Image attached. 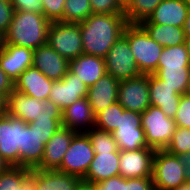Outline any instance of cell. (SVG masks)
I'll use <instances>...</instances> for the list:
<instances>
[{
	"mask_svg": "<svg viewBox=\"0 0 190 190\" xmlns=\"http://www.w3.org/2000/svg\"><path fill=\"white\" fill-rule=\"evenodd\" d=\"M83 54L105 58L128 25L124 14H91L79 23Z\"/></svg>",
	"mask_w": 190,
	"mask_h": 190,
	"instance_id": "6da1fadb",
	"label": "cell"
},
{
	"mask_svg": "<svg viewBox=\"0 0 190 190\" xmlns=\"http://www.w3.org/2000/svg\"><path fill=\"white\" fill-rule=\"evenodd\" d=\"M50 24L44 14L14 10L11 24L5 33L6 44L35 50L46 44Z\"/></svg>",
	"mask_w": 190,
	"mask_h": 190,
	"instance_id": "7a4b0ae2",
	"label": "cell"
},
{
	"mask_svg": "<svg viewBox=\"0 0 190 190\" xmlns=\"http://www.w3.org/2000/svg\"><path fill=\"white\" fill-rule=\"evenodd\" d=\"M123 34L128 39L129 47L141 74H154L163 47L154 41L139 24H128Z\"/></svg>",
	"mask_w": 190,
	"mask_h": 190,
	"instance_id": "3957f363",
	"label": "cell"
},
{
	"mask_svg": "<svg viewBox=\"0 0 190 190\" xmlns=\"http://www.w3.org/2000/svg\"><path fill=\"white\" fill-rule=\"evenodd\" d=\"M141 127L144 130L148 147L164 150L176 130V122L159 108L149 106L141 113Z\"/></svg>",
	"mask_w": 190,
	"mask_h": 190,
	"instance_id": "277c9868",
	"label": "cell"
},
{
	"mask_svg": "<svg viewBox=\"0 0 190 190\" xmlns=\"http://www.w3.org/2000/svg\"><path fill=\"white\" fill-rule=\"evenodd\" d=\"M46 43L65 59L72 60L83 54L79 23L51 22Z\"/></svg>",
	"mask_w": 190,
	"mask_h": 190,
	"instance_id": "5b68a950",
	"label": "cell"
},
{
	"mask_svg": "<svg viewBox=\"0 0 190 190\" xmlns=\"http://www.w3.org/2000/svg\"><path fill=\"white\" fill-rule=\"evenodd\" d=\"M185 169L178 156L155 150L152 180L156 190H175L186 182Z\"/></svg>",
	"mask_w": 190,
	"mask_h": 190,
	"instance_id": "8992f818",
	"label": "cell"
},
{
	"mask_svg": "<svg viewBox=\"0 0 190 190\" xmlns=\"http://www.w3.org/2000/svg\"><path fill=\"white\" fill-rule=\"evenodd\" d=\"M104 59L106 73L119 82L142 75L124 34L112 45Z\"/></svg>",
	"mask_w": 190,
	"mask_h": 190,
	"instance_id": "52a82bcc",
	"label": "cell"
},
{
	"mask_svg": "<svg viewBox=\"0 0 190 190\" xmlns=\"http://www.w3.org/2000/svg\"><path fill=\"white\" fill-rule=\"evenodd\" d=\"M26 123L7 112L0 116V155L10 166L21 167L23 126Z\"/></svg>",
	"mask_w": 190,
	"mask_h": 190,
	"instance_id": "ba28073f",
	"label": "cell"
},
{
	"mask_svg": "<svg viewBox=\"0 0 190 190\" xmlns=\"http://www.w3.org/2000/svg\"><path fill=\"white\" fill-rule=\"evenodd\" d=\"M94 149L86 133H77L64 155L57 171L76 176L83 180L94 158Z\"/></svg>",
	"mask_w": 190,
	"mask_h": 190,
	"instance_id": "9c48e42d",
	"label": "cell"
},
{
	"mask_svg": "<svg viewBox=\"0 0 190 190\" xmlns=\"http://www.w3.org/2000/svg\"><path fill=\"white\" fill-rule=\"evenodd\" d=\"M118 102L125 110L144 112L150 106L149 75L120 81Z\"/></svg>",
	"mask_w": 190,
	"mask_h": 190,
	"instance_id": "30bf717a",
	"label": "cell"
},
{
	"mask_svg": "<svg viewBox=\"0 0 190 190\" xmlns=\"http://www.w3.org/2000/svg\"><path fill=\"white\" fill-rule=\"evenodd\" d=\"M154 148L120 150L119 175L125 179L152 177Z\"/></svg>",
	"mask_w": 190,
	"mask_h": 190,
	"instance_id": "8fae6325",
	"label": "cell"
},
{
	"mask_svg": "<svg viewBox=\"0 0 190 190\" xmlns=\"http://www.w3.org/2000/svg\"><path fill=\"white\" fill-rule=\"evenodd\" d=\"M88 88L77 75L68 70L61 80L53 81L48 100L63 111L74 101L87 97Z\"/></svg>",
	"mask_w": 190,
	"mask_h": 190,
	"instance_id": "7c38bea8",
	"label": "cell"
},
{
	"mask_svg": "<svg viewBox=\"0 0 190 190\" xmlns=\"http://www.w3.org/2000/svg\"><path fill=\"white\" fill-rule=\"evenodd\" d=\"M76 134L73 130L60 127L45 144L41 163L36 169L57 170Z\"/></svg>",
	"mask_w": 190,
	"mask_h": 190,
	"instance_id": "4fadbf2b",
	"label": "cell"
},
{
	"mask_svg": "<svg viewBox=\"0 0 190 190\" xmlns=\"http://www.w3.org/2000/svg\"><path fill=\"white\" fill-rule=\"evenodd\" d=\"M32 66L48 79L58 81L68 72L69 61L46 43L34 50Z\"/></svg>",
	"mask_w": 190,
	"mask_h": 190,
	"instance_id": "5bb4252c",
	"label": "cell"
},
{
	"mask_svg": "<svg viewBox=\"0 0 190 190\" xmlns=\"http://www.w3.org/2000/svg\"><path fill=\"white\" fill-rule=\"evenodd\" d=\"M33 52L27 47L5 44L0 53V67L13 84L24 70L32 66Z\"/></svg>",
	"mask_w": 190,
	"mask_h": 190,
	"instance_id": "9a60e30c",
	"label": "cell"
},
{
	"mask_svg": "<svg viewBox=\"0 0 190 190\" xmlns=\"http://www.w3.org/2000/svg\"><path fill=\"white\" fill-rule=\"evenodd\" d=\"M95 125V114L87 97L74 101L62 111V126L76 133H87Z\"/></svg>",
	"mask_w": 190,
	"mask_h": 190,
	"instance_id": "2e32d148",
	"label": "cell"
},
{
	"mask_svg": "<svg viewBox=\"0 0 190 190\" xmlns=\"http://www.w3.org/2000/svg\"><path fill=\"white\" fill-rule=\"evenodd\" d=\"M149 96L151 106L159 107L167 117L174 119L182 95L178 94L174 88L163 84V80L155 74H150Z\"/></svg>",
	"mask_w": 190,
	"mask_h": 190,
	"instance_id": "e0dca14e",
	"label": "cell"
},
{
	"mask_svg": "<svg viewBox=\"0 0 190 190\" xmlns=\"http://www.w3.org/2000/svg\"><path fill=\"white\" fill-rule=\"evenodd\" d=\"M53 81L37 68L31 66L24 70L14 83V89L39 100H48Z\"/></svg>",
	"mask_w": 190,
	"mask_h": 190,
	"instance_id": "ac0fdd59",
	"label": "cell"
},
{
	"mask_svg": "<svg viewBox=\"0 0 190 190\" xmlns=\"http://www.w3.org/2000/svg\"><path fill=\"white\" fill-rule=\"evenodd\" d=\"M118 88L119 81L107 73L88 88L87 99L95 115L118 101Z\"/></svg>",
	"mask_w": 190,
	"mask_h": 190,
	"instance_id": "d6986e66",
	"label": "cell"
},
{
	"mask_svg": "<svg viewBox=\"0 0 190 190\" xmlns=\"http://www.w3.org/2000/svg\"><path fill=\"white\" fill-rule=\"evenodd\" d=\"M34 190H75L80 178L57 170L32 169L29 175Z\"/></svg>",
	"mask_w": 190,
	"mask_h": 190,
	"instance_id": "ffe728a7",
	"label": "cell"
},
{
	"mask_svg": "<svg viewBox=\"0 0 190 190\" xmlns=\"http://www.w3.org/2000/svg\"><path fill=\"white\" fill-rule=\"evenodd\" d=\"M189 7L185 0H163L154 12L140 23H155L184 27Z\"/></svg>",
	"mask_w": 190,
	"mask_h": 190,
	"instance_id": "44dd1931",
	"label": "cell"
},
{
	"mask_svg": "<svg viewBox=\"0 0 190 190\" xmlns=\"http://www.w3.org/2000/svg\"><path fill=\"white\" fill-rule=\"evenodd\" d=\"M68 70L91 87L106 74L105 59L81 54L76 59L69 60Z\"/></svg>",
	"mask_w": 190,
	"mask_h": 190,
	"instance_id": "7402d4cb",
	"label": "cell"
},
{
	"mask_svg": "<svg viewBox=\"0 0 190 190\" xmlns=\"http://www.w3.org/2000/svg\"><path fill=\"white\" fill-rule=\"evenodd\" d=\"M120 152H95L83 181L97 183L119 175Z\"/></svg>",
	"mask_w": 190,
	"mask_h": 190,
	"instance_id": "603a6c76",
	"label": "cell"
},
{
	"mask_svg": "<svg viewBox=\"0 0 190 190\" xmlns=\"http://www.w3.org/2000/svg\"><path fill=\"white\" fill-rule=\"evenodd\" d=\"M45 144L35 129L28 124L23 126V139L21 147V167L36 169L42 160Z\"/></svg>",
	"mask_w": 190,
	"mask_h": 190,
	"instance_id": "cb8c5ba5",
	"label": "cell"
},
{
	"mask_svg": "<svg viewBox=\"0 0 190 190\" xmlns=\"http://www.w3.org/2000/svg\"><path fill=\"white\" fill-rule=\"evenodd\" d=\"M6 112L28 124L39 117L40 100L13 89L7 98Z\"/></svg>",
	"mask_w": 190,
	"mask_h": 190,
	"instance_id": "d4e9b609",
	"label": "cell"
},
{
	"mask_svg": "<svg viewBox=\"0 0 190 190\" xmlns=\"http://www.w3.org/2000/svg\"><path fill=\"white\" fill-rule=\"evenodd\" d=\"M139 25L162 47L177 46L185 43L184 27L155 23H139Z\"/></svg>",
	"mask_w": 190,
	"mask_h": 190,
	"instance_id": "484cf974",
	"label": "cell"
},
{
	"mask_svg": "<svg viewBox=\"0 0 190 190\" xmlns=\"http://www.w3.org/2000/svg\"><path fill=\"white\" fill-rule=\"evenodd\" d=\"M31 169L20 166H10L0 173V190H34L29 178Z\"/></svg>",
	"mask_w": 190,
	"mask_h": 190,
	"instance_id": "4316f807",
	"label": "cell"
},
{
	"mask_svg": "<svg viewBox=\"0 0 190 190\" xmlns=\"http://www.w3.org/2000/svg\"><path fill=\"white\" fill-rule=\"evenodd\" d=\"M163 84L168 85L180 94L186 93L190 80V68H157L154 73Z\"/></svg>",
	"mask_w": 190,
	"mask_h": 190,
	"instance_id": "83f0119b",
	"label": "cell"
},
{
	"mask_svg": "<svg viewBox=\"0 0 190 190\" xmlns=\"http://www.w3.org/2000/svg\"><path fill=\"white\" fill-rule=\"evenodd\" d=\"M163 0H128L124 4V15L128 24H139L147 19Z\"/></svg>",
	"mask_w": 190,
	"mask_h": 190,
	"instance_id": "f1b7e54d",
	"label": "cell"
},
{
	"mask_svg": "<svg viewBox=\"0 0 190 190\" xmlns=\"http://www.w3.org/2000/svg\"><path fill=\"white\" fill-rule=\"evenodd\" d=\"M157 68H190V58L185 43L163 47Z\"/></svg>",
	"mask_w": 190,
	"mask_h": 190,
	"instance_id": "f546056e",
	"label": "cell"
},
{
	"mask_svg": "<svg viewBox=\"0 0 190 190\" xmlns=\"http://www.w3.org/2000/svg\"><path fill=\"white\" fill-rule=\"evenodd\" d=\"M112 134L119 147V150H138L141 148H151L147 145L145 133L142 127L136 130H115Z\"/></svg>",
	"mask_w": 190,
	"mask_h": 190,
	"instance_id": "4dcf8cb0",
	"label": "cell"
},
{
	"mask_svg": "<svg viewBox=\"0 0 190 190\" xmlns=\"http://www.w3.org/2000/svg\"><path fill=\"white\" fill-rule=\"evenodd\" d=\"M124 110L118 101L109 105L105 110L95 115L94 127L113 133L119 126L120 114H123Z\"/></svg>",
	"mask_w": 190,
	"mask_h": 190,
	"instance_id": "1f68e13d",
	"label": "cell"
},
{
	"mask_svg": "<svg viewBox=\"0 0 190 190\" xmlns=\"http://www.w3.org/2000/svg\"><path fill=\"white\" fill-rule=\"evenodd\" d=\"M93 14L89 0H66L62 22L80 23Z\"/></svg>",
	"mask_w": 190,
	"mask_h": 190,
	"instance_id": "d6a6232c",
	"label": "cell"
},
{
	"mask_svg": "<svg viewBox=\"0 0 190 190\" xmlns=\"http://www.w3.org/2000/svg\"><path fill=\"white\" fill-rule=\"evenodd\" d=\"M86 134L94 152H120L112 133L93 127Z\"/></svg>",
	"mask_w": 190,
	"mask_h": 190,
	"instance_id": "836d02e7",
	"label": "cell"
},
{
	"mask_svg": "<svg viewBox=\"0 0 190 190\" xmlns=\"http://www.w3.org/2000/svg\"><path fill=\"white\" fill-rule=\"evenodd\" d=\"M164 150L175 156L190 152V129L177 126L170 143Z\"/></svg>",
	"mask_w": 190,
	"mask_h": 190,
	"instance_id": "e575fe53",
	"label": "cell"
},
{
	"mask_svg": "<svg viewBox=\"0 0 190 190\" xmlns=\"http://www.w3.org/2000/svg\"><path fill=\"white\" fill-rule=\"evenodd\" d=\"M28 126L31 129H35L39 134L40 138L43 139V143L46 144L49 139L54 135V133L62 127V119H49V120H39L36 119L30 123Z\"/></svg>",
	"mask_w": 190,
	"mask_h": 190,
	"instance_id": "d590c367",
	"label": "cell"
},
{
	"mask_svg": "<svg viewBox=\"0 0 190 190\" xmlns=\"http://www.w3.org/2000/svg\"><path fill=\"white\" fill-rule=\"evenodd\" d=\"M94 14H124L122 0H89Z\"/></svg>",
	"mask_w": 190,
	"mask_h": 190,
	"instance_id": "8d00e7d4",
	"label": "cell"
},
{
	"mask_svg": "<svg viewBox=\"0 0 190 190\" xmlns=\"http://www.w3.org/2000/svg\"><path fill=\"white\" fill-rule=\"evenodd\" d=\"M66 0H42L43 14L50 22L63 19V10Z\"/></svg>",
	"mask_w": 190,
	"mask_h": 190,
	"instance_id": "74e56055",
	"label": "cell"
},
{
	"mask_svg": "<svg viewBox=\"0 0 190 190\" xmlns=\"http://www.w3.org/2000/svg\"><path fill=\"white\" fill-rule=\"evenodd\" d=\"M174 120L176 126L190 129V96L186 94L181 96Z\"/></svg>",
	"mask_w": 190,
	"mask_h": 190,
	"instance_id": "f35d334b",
	"label": "cell"
},
{
	"mask_svg": "<svg viewBox=\"0 0 190 190\" xmlns=\"http://www.w3.org/2000/svg\"><path fill=\"white\" fill-rule=\"evenodd\" d=\"M141 127V113L124 110L123 114H120L119 126L116 130L127 131L136 130Z\"/></svg>",
	"mask_w": 190,
	"mask_h": 190,
	"instance_id": "ab89813d",
	"label": "cell"
},
{
	"mask_svg": "<svg viewBox=\"0 0 190 190\" xmlns=\"http://www.w3.org/2000/svg\"><path fill=\"white\" fill-rule=\"evenodd\" d=\"M122 190H156L152 177L130 178L122 177Z\"/></svg>",
	"mask_w": 190,
	"mask_h": 190,
	"instance_id": "60d3db41",
	"label": "cell"
},
{
	"mask_svg": "<svg viewBox=\"0 0 190 190\" xmlns=\"http://www.w3.org/2000/svg\"><path fill=\"white\" fill-rule=\"evenodd\" d=\"M39 120L62 119V111L50 100H40Z\"/></svg>",
	"mask_w": 190,
	"mask_h": 190,
	"instance_id": "b9f144b4",
	"label": "cell"
},
{
	"mask_svg": "<svg viewBox=\"0 0 190 190\" xmlns=\"http://www.w3.org/2000/svg\"><path fill=\"white\" fill-rule=\"evenodd\" d=\"M14 13L13 5L9 0H0V31L6 33Z\"/></svg>",
	"mask_w": 190,
	"mask_h": 190,
	"instance_id": "7bdbcfd3",
	"label": "cell"
},
{
	"mask_svg": "<svg viewBox=\"0 0 190 190\" xmlns=\"http://www.w3.org/2000/svg\"><path fill=\"white\" fill-rule=\"evenodd\" d=\"M16 11H30L43 14L42 0H9Z\"/></svg>",
	"mask_w": 190,
	"mask_h": 190,
	"instance_id": "ee69618b",
	"label": "cell"
},
{
	"mask_svg": "<svg viewBox=\"0 0 190 190\" xmlns=\"http://www.w3.org/2000/svg\"><path fill=\"white\" fill-rule=\"evenodd\" d=\"M94 185L96 190H122V177L120 175L114 176Z\"/></svg>",
	"mask_w": 190,
	"mask_h": 190,
	"instance_id": "f6af8a7d",
	"label": "cell"
},
{
	"mask_svg": "<svg viewBox=\"0 0 190 190\" xmlns=\"http://www.w3.org/2000/svg\"><path fill=\"white\" fill-rule=\"evenodd\" d=\"M13 89V82L7 77L5 72L0 67V93L8 98L9 94L13 91Z\"/></svg>",
	"mask_w": 190,
	"mask_h": 190,
	"instance_id": "bcb514c9",
	"label": "cell"
},
{
	"mask_svg": "<svg viewBox=\"0 0 190 190\" xmlns=\"http://www.w3.org/2000/svg\"><path fill=\"white\" fill-rule=\"evenodd\" d=\"M178 157L184 165L185 180L187 182H190V152L180 154V155H178Z\"/></svg>",
	"mask_w": 190,
	"mask_h": 190,
	"instance_id": "7dc6e473",
	"label": "cell"
},
{
	"mask_svg": "<svg viewBox=\"0 0 190 190\" xmlns=\"http://www.w3.org/2000/svg\"><path fill=\"white\" fill-rule=\"evenodd\" d=\"M75 190H96V188L93 183H88L81 180L76 186Z\"/></svg>",
	"mask_w": 190,
	"mask_h": 190,
	"instance_id": "c3c4849f",
	"label": "cell"
},
{
	"mask_svg": "<svg viewBox=\"0 0 190 190\" xmlns=\"http://www.w3.org/2000/svg\"><path fill=\"white\" fill-rule=\"evenodd\" d=\"M7 111V98L0 93V116Z\"/></svg>",
	"mask_w": 190,
	"mask_h": 190,
	"instance_id": "681fc988",
	"label": "cell"
},
{
	"mask_svg": "<svg viewBox=\"0 0 190 190\" xmlns=\"http://www.w3.org/2000/svg\"><path fill=\"white\" fill-rule=\"evenodd\" d=\"M184 31L186 36H190V8L184 25Z\"/></svg>",
	"mask_w": 190,
	"mask_h": 190,
	"instance_id": "f907efd6",
	"label": "cell"
},
{
	"mask_svg": "<svg viewBox=\"0 0 190 190\" xmlns=\"http://www.w3.org/2000/svg\"><path fill=\"white\" fill-rule=\"evenodd\" d=\"M10 165L0 155V173L5 172Z\"/></svg>",
	"mask_w": 190,
	"mask_h": 190,
	"instance_id": "816d5d0a",
	"label": "cell"
},
{
	"mask_svg": "<svg viewBox=\"0 0 190 190\" xmlns=\"http://www.w3.org/2000/svg\"><path fill=\"white\" fill-rule=\"evenodd\" d=\"M6 40H5V34L0 31V53L5 48Z\"/></svg>",
	"mask_w": 190,
	"mask_h": 190,
	"instance_id": "f5cc1de1",
	"label": "cell"
},
{
	"mask_svg": "<svg viewBox=\"0 0 190 190\" xmlns=\"http://www.w3.org/2000/svg\"><path fill=\"white\" fill-rule=\"evenodd\" d=\"M175 190H190V182H185L184 184L180 185Z\"/></svg>",
	"mask_w": 190,
	"mask_h": 190,
	"instance_id": "db71d44e",
	"label": "cell"
},
{
	"mask_svg": "<svg viewBox=\"0 0 190 190\" xmlns=\"http://www.w3.org/2000/svg\"><path fill=\"white\" fill-rule=\"evenodd\" d=\"M185 45H186L187 52H188V55H189V58H190V36H186Z\"/></svg>",
	"mask_w": 190,
	"mask_h": 190,
	"instance_id": "11a10c76",
	"label": "cell"
},
{
	"mask_svg": "<svg viewBox=\"0 0 190 190\" xmlns=\"http://www.w3.org/2000/svg\"><path fill=\"white\" fill-rule=\"evenodd\" d=\"M185 94L190 96V80H189L188 87Z\"/></svg>",
	"mask_w": 190,
	"mask_h": 190,
	"instance_id": "9f6ffc18",
	"label": "cell"
},
{
	"mask_svg": "<svg viewBox=\"0 0 190 190\" xmlns=\"http://www.w3.org/2000/svg\"><path fill=\"white\" fill-rule=\"evenodd\" d=\"M186 4L188 5V7L190 8V0H185Z\"/></svg>",
	"mask_w": 190,
	"mask_h": 190,
	"instance_id": "6f0895ef",
	"label": "cell"
}]
</instances>
